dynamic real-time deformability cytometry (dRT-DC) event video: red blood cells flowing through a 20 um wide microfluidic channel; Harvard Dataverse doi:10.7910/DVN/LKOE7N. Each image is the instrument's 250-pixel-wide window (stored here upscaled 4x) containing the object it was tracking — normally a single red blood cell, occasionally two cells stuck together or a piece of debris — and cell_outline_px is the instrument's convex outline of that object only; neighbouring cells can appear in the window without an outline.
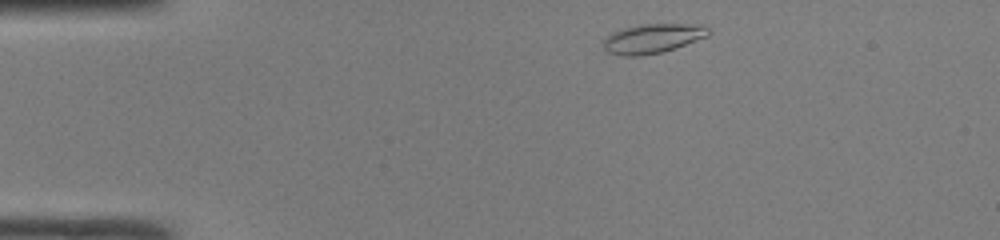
{"species": "common noctule bat (a hibernating species)", "species_latin": "Nyctalus noctula", "temperature_condition": "room temperature", "stored_images_in_passage": 41, "camera_frame_rate_fps": 3000, "um_per_image_px": 0.085, "animal": {"sex": "male", "body_mass_g": 19.0, "forearm_length_mm": 50.8}, "frame": {"image": 1, "passage_image": 1, "time_ms": 0.0, "image_size_px": [1000, 240], "cell_outline_px": [[712, 32], [708, 36], [660, 52], [640, 56], [624, 56], [608, 52], [604, 48], [604, 40], [612, 32], [624, 28], [640, 24], [704, 24]], "centroid_in_image_um": [55.49, 3.25], "position_along_channel_um": 29.5, "area_um2": 17.8}}
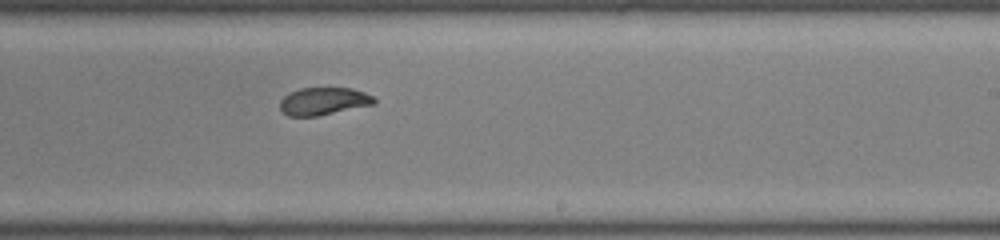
{"frame": {"image": 2, "passage_image": 22, "time_ms": 7.0, "image_size_px": [1000, 240], "cell_outline_px": [[376, 104], [316, 116], [288, 116], [280, 108], [280, 100], [288, 92], [300, 88], [352, 88], [364, 92], [372, 96], [376, 100]], "centroid_in_image_um": [27.5, 8.59], "position_along_channel_um": 261.5, "area_um2": 15.14}}
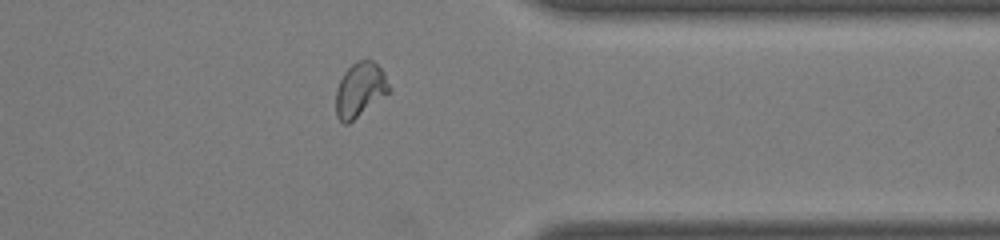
{"frame": {"image": 3, "passage_image": 31, "time_ms": 10.0, "image_size_px": [1000, 240], "cell_outline_px": [[392, 88], [388, 92], [348, 124], [344, 124], [336, 116], [336, 88], [344, 72], [356, 60], [372, 60], [384, 72]], "centroid_in_image_um": [30.59, 7.61], "position_along_channel_um": 380.8, "area_um2": 16.7}, "authors_computed_cell_mechanics": {"area_um2": 16.7042, "velocity_mm_per_s": 4.1916, "shape_relaxation_time_tau1_ms": 3.0964, "shape_relaxation_time_tau2_ms": 2.0168, "deformation_change_tau1": 0.1283, "deformation_change_tau2": 0.0526}}